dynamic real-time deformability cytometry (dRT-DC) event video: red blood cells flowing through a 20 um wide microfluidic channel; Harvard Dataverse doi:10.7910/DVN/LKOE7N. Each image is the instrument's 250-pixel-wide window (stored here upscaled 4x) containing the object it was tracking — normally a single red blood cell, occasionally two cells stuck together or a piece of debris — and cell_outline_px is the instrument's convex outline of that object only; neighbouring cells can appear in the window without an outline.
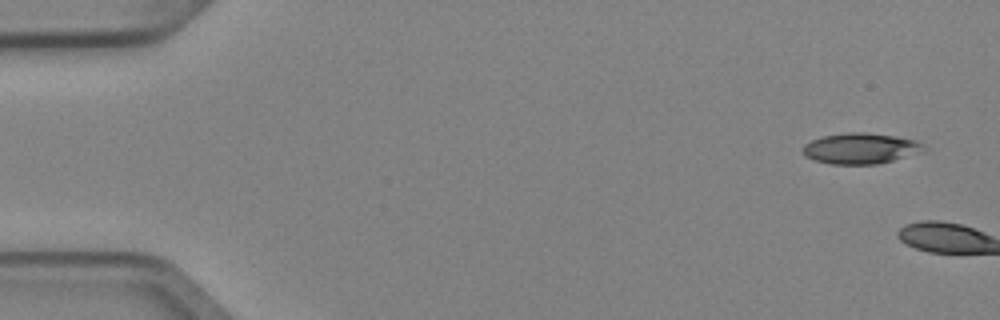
{"species": "Egyptian fruit bat (a non-hibernating species)", "species_latin": "Rousettus aegyptiacus", "temperature_condition": "cold", "stored_images_in_passage": 5, "segment_of_instrument_passage": [2, 2], "camera_frame_rate_fps": 3000, "um_per_image_px": 0.085, "animal": {"sex": "female"}, "frame": {"image": 1, "passage_image": 5, "time_ms": 1.333, "image_size_px": [1000, 320], "cell_outline_px": [[928, 152], [876, 164], [832, 164], [816, 160], [804, 156], [804, 144], [812, 140], [824, 136], [848, 132], [864, 132], [896, 136], [916, 140], [924, 144]], "centroid_in_image_um": [73.24, 12.61], "position_along_channel_um": 11.8, "area_um2": 21.85}}